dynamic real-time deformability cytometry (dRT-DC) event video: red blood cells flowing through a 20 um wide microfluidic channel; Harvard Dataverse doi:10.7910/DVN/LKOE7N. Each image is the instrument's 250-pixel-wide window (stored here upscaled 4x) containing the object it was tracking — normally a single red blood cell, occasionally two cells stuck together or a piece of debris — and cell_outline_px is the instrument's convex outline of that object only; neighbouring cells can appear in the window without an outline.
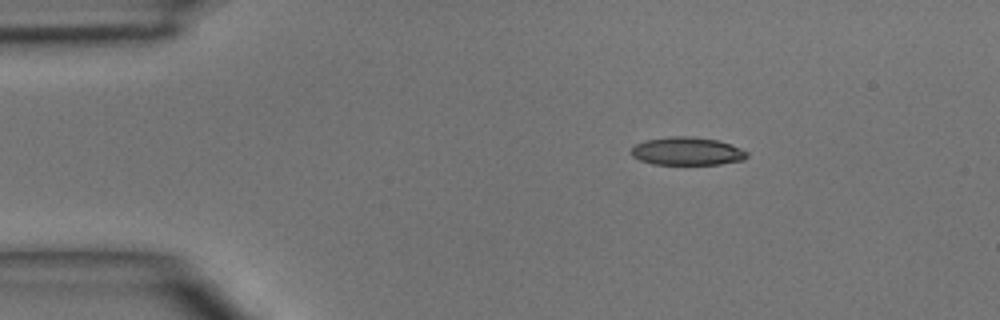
{"species": "common noctule bat (a hibernating species)", "species_latin": "Nyctalus noctula", "temperature_condition": "room temperature", "stored_images_in_passage": 2, "camera_frame_rate_fps": 3000, "um_per_image_px": 0.085, "animal": {"sex": "male", "body_mass_g": 15.6}, "frame": {"image": 1, "passage_image": 1, "time_ms": 0.0, "image_size_px": [1000, 320], "cell_outline_px": [[748, 156], [744, 160], [720, 164], [652, 164], [640, 160], [632, 156], [632, 148], [636, 144], [644, 140], [672, 136], [692, 136], [720, 140], [732, 144], [748, 152]], "centroid_in_image_um": [58.43, 12.84], "position_along_channel_um": 26.6, "area_um2": 19.07}}